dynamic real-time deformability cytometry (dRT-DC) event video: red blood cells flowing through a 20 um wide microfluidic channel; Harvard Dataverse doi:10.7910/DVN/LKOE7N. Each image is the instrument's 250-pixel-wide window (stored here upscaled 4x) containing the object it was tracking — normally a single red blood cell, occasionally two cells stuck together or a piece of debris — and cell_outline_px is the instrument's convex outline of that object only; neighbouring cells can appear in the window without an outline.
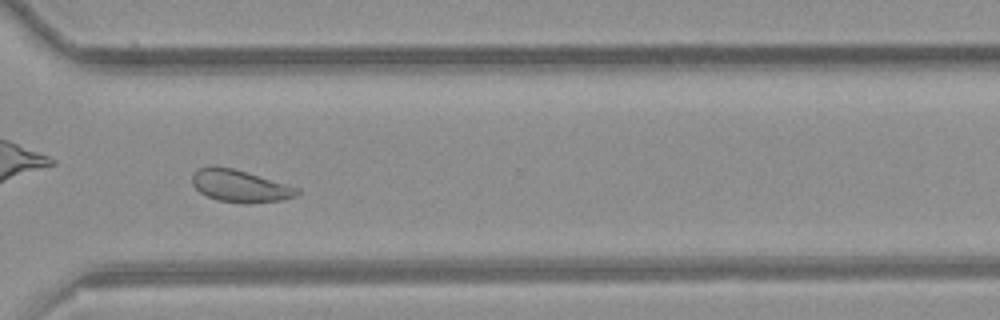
{"species": "common noctule bat (a hibernating species)", "species_latin": "Nyctalus noctula", "temperature_condition": "room temperature", "stored_images_in_passage": 54, "camera_frame_rate_fps": 3000, "um_per_image_px": 0.085, "animal": {"sex": "female", "body_mass_g": 21.9}, "frame": {"image": 1, "passage_image": 39, "time_ms": 12.667, "image_size_px": [1000, 320], "cell_outline_px": [[300, 192], [296, 196], [280, 200], [248, 204], [216, 200], [200, 192], [192, 184], [192, 172], [196, 168], [212, 164], [232, 168], [300, 188]], "centroid_in_image_um": [20.35, 15.79], "position_along_channel_um": 350.3, "area_um2": 19.88}, "authors_computed_cell_mechanics": {"area_um2": 21.3282, "velocity_mm_per_s": 3.832, "shape_relaxation_time_tau1_ms": null, "shape_relaxation_time_tau2_ms": 2.0435, "deformation_change_tau1": null, "deformation_change_tau2": 0.0736}}